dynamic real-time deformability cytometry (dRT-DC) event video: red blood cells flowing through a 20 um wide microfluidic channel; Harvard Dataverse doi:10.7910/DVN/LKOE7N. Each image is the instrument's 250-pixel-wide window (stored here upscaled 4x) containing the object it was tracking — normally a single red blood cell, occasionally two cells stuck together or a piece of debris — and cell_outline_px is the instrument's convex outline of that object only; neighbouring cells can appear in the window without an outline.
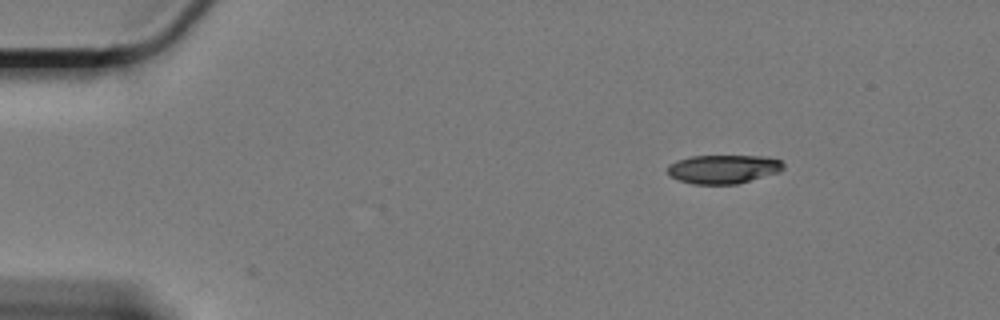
{"species": "Egyptian fruit bat (a non-hibernating species)", "species_latin": "Rousettus aegyptiacus", "temperature_condition": "cold", "stored_images_in_passage": 3, "camera_frame_rate_fps": 3000, "um_per_image_px": 0.085, "animal": {"sex": "female"}, "frame": {"image": 1, "passage_image": 1, "time_ms": 0.0, "image_size_px": [1000, 320], "cell_outline_px": [[784, 168], [780, 172], [736, 184], [692, 184], [680, 180], [672, 176], [668, 172], [668, 164], [676, 160], [692, 156], [768, 156], [780, 160], [784, 164]], "centroid_in_image_um": [61.51, 14.36], "position_along_channel_um": 23.5, "area_um2": 19.42}}